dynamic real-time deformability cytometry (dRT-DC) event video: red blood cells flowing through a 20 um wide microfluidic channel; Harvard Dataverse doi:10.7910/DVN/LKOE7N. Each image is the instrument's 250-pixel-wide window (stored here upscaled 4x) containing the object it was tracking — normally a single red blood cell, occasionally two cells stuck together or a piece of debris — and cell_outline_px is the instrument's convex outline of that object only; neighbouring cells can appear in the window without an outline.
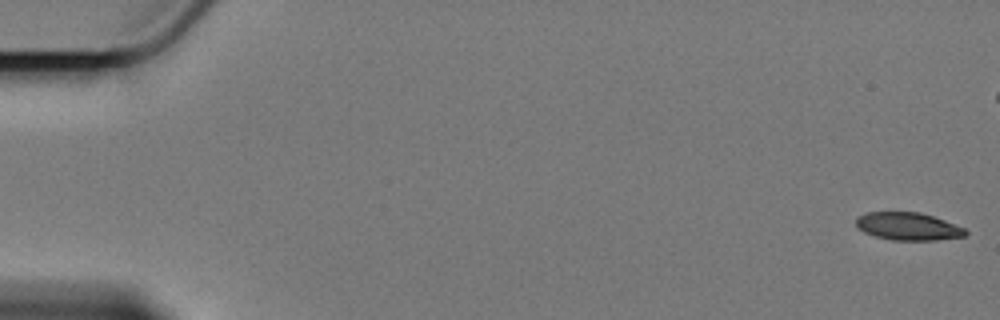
{"species": "Egyptian fruit bat (a non-hibernating species)", "species_latin": "Rousettus aegyptiacus", "temperature_condition": "cold", "stored_images_in_passage": 53, "camera_frame_rate_fps": 3000, "um_per_image_px": 0.085, "animal": {"sex": "female"}, "frame": {"image": 1, "passage_image": 1, "time_ms": 0.0, "image_size_px": [1000, 320], "cell_outline_px": [[968, 232], [964, 236], [936, 240], [892, 240], [876, 236], [864, 232], [856, 228], [856, 216], [868, 212], [920, 212], [944, 220], [964, 228]], "centroid_in_image_um": [77.15, 19.24], "position_along_channel_um": 7.9, "area_um2": 17.63}}
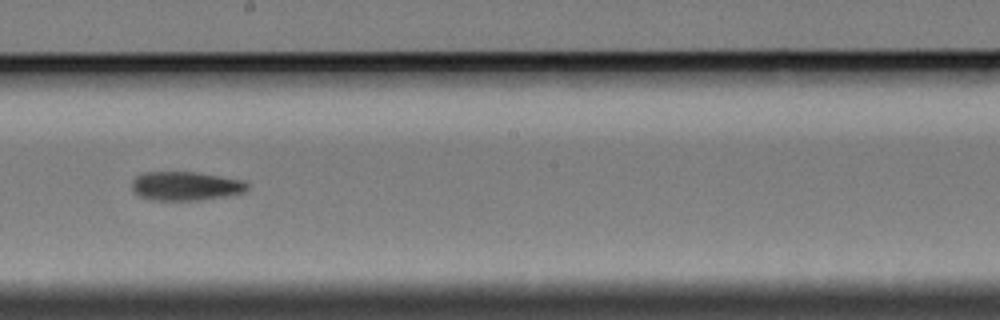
{"frame": {"image": 2, "passage_image": 34, "time_ms": 11.0, "image_size_px": [1000, 320], "cell_outline_px": [[248, 188], [244, 192], [224, 196], [200, 200], [152, 200], [140, 196], [132, 192], [132, 180], [136, 176], [144, 172], [196, 172], [248, 180]], "centroid_in_image_um": [15.79, 15.8], "position_along_channel_um": 232.4, "area_um2": 19.65}}
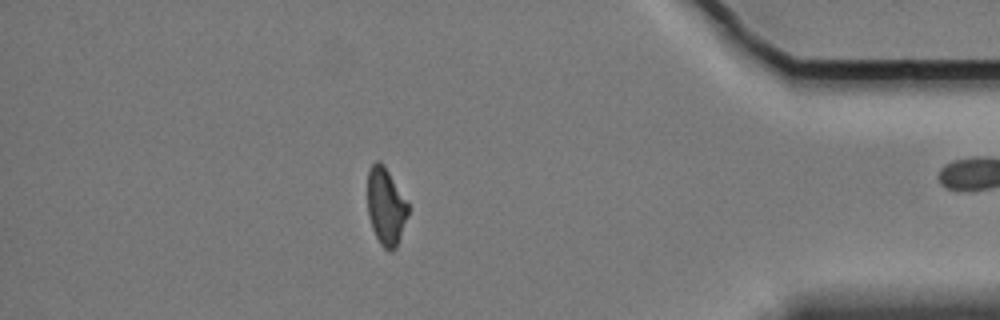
{"frame": {"image": 3, "passage_image": 52, "time_ms": 17.0, "image_size_px": [1000, 320], "cell_outline_px": [[408, 216], [396, 248], [392, 252], [388, 252], [380, 244], [372, 228], [368, 216], [368, 172], [372, 164], [376, 160], [380, 160], [384, 164], [408, 204]], "centroid_in_image_um": [32.79, 17.57], "position_along_channel_um": 402.4, "area_um2": 18.26}}